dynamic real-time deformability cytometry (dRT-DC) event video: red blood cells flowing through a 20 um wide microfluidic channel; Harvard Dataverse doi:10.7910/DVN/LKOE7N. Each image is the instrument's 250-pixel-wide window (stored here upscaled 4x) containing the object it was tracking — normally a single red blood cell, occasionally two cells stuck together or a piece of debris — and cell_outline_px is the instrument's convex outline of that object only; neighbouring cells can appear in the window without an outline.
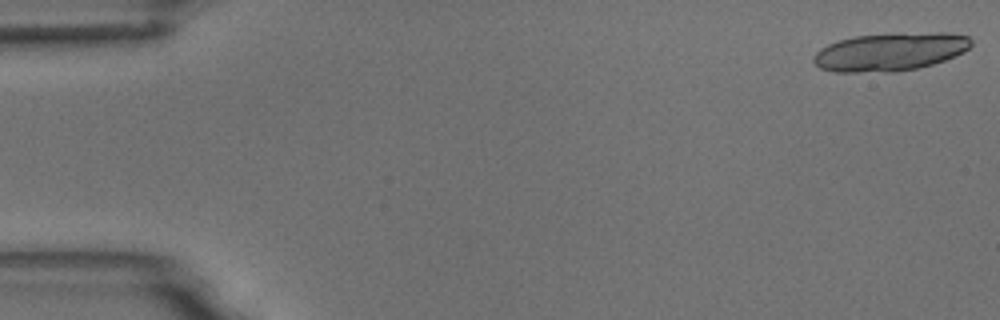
{"species": "common noctule bat (a hibernating species)", "species_latin": "Nyctalus noctula", "temperature_condition": "room temperature", "stored_images_in_passage": 3, "camera_frame_rate_fps": 3000, "um_per_image_px": 0.085, "animal": {"sex": "male", "body_mass_g": 18.8}, "frame": {"image": 1, "passage_image": 1, "time_ms": 0.0, "image_size_px": [1000, 320], "cell_outline_px": [[972, 44], [964, 52], [944, 60], [932, 64], [916, 68], [896, 72], [836, 72], [820, 68], [812, 60], [812, 56], [820, 48], [828, 44], [852, 36], [936, 32], [948, 32], [968, 36], [972, 40]], "centroid_in_image_um": [75.65, 4.41], "position_along_channel_um": 9.3, "area_um2": 34.97}}